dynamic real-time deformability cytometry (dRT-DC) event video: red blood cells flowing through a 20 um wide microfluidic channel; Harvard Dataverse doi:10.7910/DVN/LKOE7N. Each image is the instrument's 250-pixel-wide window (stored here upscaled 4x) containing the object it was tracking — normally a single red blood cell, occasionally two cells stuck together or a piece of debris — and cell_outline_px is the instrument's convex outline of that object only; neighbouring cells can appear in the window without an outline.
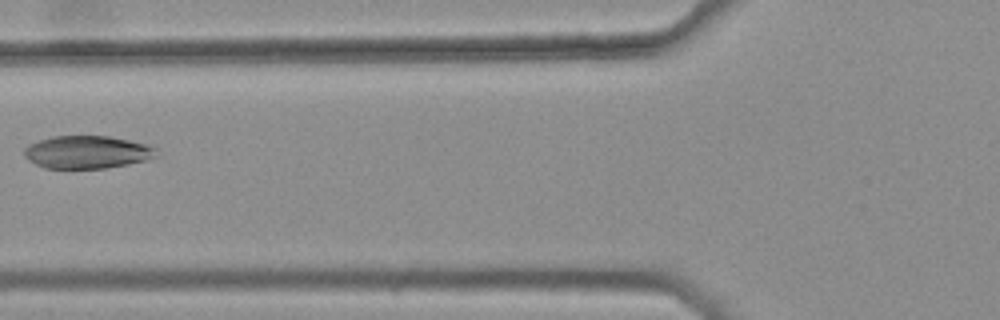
{"species": "common noctule bat (a hibernating species)", "species_latin": "Nyctalus noctula", "temperature_condition": "warm", "stored_images_in_passage": 7, "camera_frame_rate_fps": 3000, "um_per_image_px": 0.085, "animal": {"sex": "female", "body_mass_g": 25.1}, "frame": {"image": 1, "passage_image": 6, "time_ms": 1.667, "image_size_px": [1000, 320], "cell_outline_px": [[156, 156], [148, 160], [128, 164], [104, 168], [44, 168], [28, 160], [24, 156], [24, 148], [28, 144], [52, 136], [108, 136], [148, 144], [156, 148]], "centroid_in_image_um": [7.39, 12.93], "position_along_channel_um": 118.4, "area_um2": 25.26}}
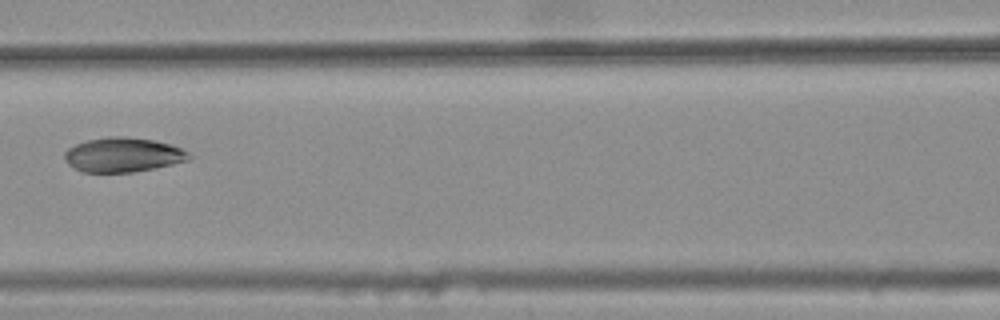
{"frame": {"image": 2, "passage_image": 7, "time_ms": 2.0, "image_size_px": [1000, 320], "cell_outline_px": [[192, 160], [132, 172], [84, 172], [68, 164], [64, 156], [64, 152], [68, 148], [76, 144], [88, 140], [108, 136], [124, 136], [152, 140], [168, 144], [180, 148], [188, 152], [192, 156]], "centroid_in_image_um": [10.46, 13.15], "position_along_channel_um": 156.1, "area_um2": 24.8}}